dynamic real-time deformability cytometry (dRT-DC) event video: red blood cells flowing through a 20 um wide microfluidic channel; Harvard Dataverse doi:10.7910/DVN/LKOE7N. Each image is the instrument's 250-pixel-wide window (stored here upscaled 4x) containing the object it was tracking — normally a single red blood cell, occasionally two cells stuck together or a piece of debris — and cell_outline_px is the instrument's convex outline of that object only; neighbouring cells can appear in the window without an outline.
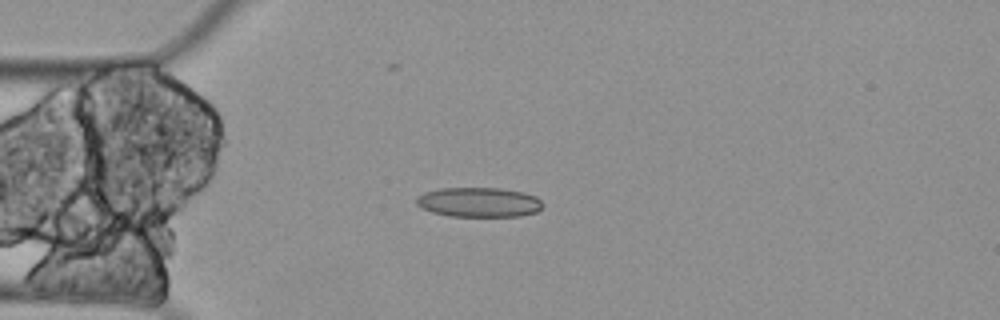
{"species": "Egyptian fruit bat (a non-hibernating species)", "species_latin": "Rousettus aegyptiacus", "temperature_condition": "cold", "stored_images_in_passage": 9, "camera_frame_rate_fps": 3000, "um_per_image_px": 0.085, "animal": {"sex": "female"}, "frame": {"image": 1, "passage_image": 4, "time_ms": 1.0, "image_size_px": [1000, 320], "cell_outline_px": [[544, 204], [536, 212], [520, 216], [448, 216], [432, 212], [416, 204], [416, 196], [424, 192], [440, 188], [500, 188], [524, 192], [536, 196]], "centroid_in_image_um": [40.7, 17.18], "position_along_channel_um": 44.3, "area_um2": 21.91}}
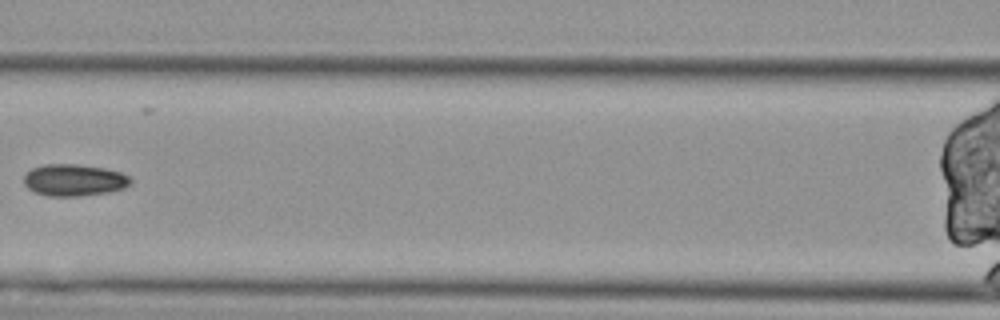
{"frame": {"image": 2, "passage_image": 7, "time_ms": 2.0, "image_size_px": [1000, 320], "cell_outline_px": [[132, 184], [124, 188], [108, 192], [76, 196], [48, 196], [36, 192], [28, 188], [24, 184], [24, 176], [32, 168], [44, 164], [76, 164], [104, 168], [120, 172], [128, 176], [132, 180]], "centroid_in_image_um": [6.31, 15.3], "position_along_channel_um": 160.3, "area_um2": 19.71}}
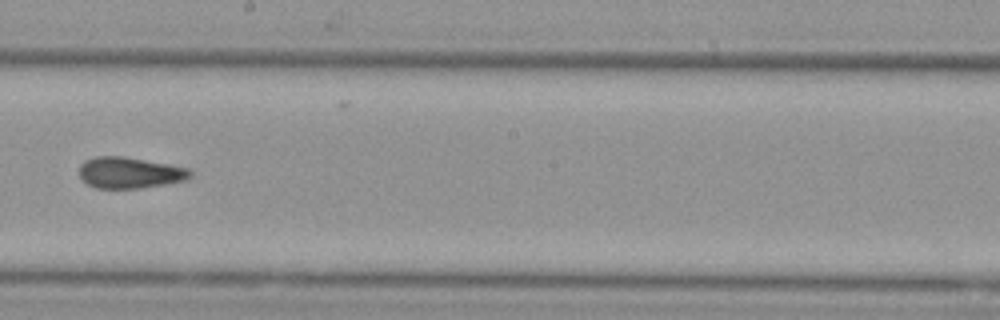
{"frame": {"image": 3, "passage_image": 9, "time_ms": 2.667, "image_size_px": [1000, 320], "cell_outline_px": [[192, 176], [188, 180], [140, 188], [96, 188], [80, 180], [80, 164], [84, 160], [96, 156], [124, 156], [168, 164], [188, 168], [192, 172]], "centroid_in_image_um": [11.02, 14.68], "position_along_channel_um": 237.2, "area_um2": 20.29}}